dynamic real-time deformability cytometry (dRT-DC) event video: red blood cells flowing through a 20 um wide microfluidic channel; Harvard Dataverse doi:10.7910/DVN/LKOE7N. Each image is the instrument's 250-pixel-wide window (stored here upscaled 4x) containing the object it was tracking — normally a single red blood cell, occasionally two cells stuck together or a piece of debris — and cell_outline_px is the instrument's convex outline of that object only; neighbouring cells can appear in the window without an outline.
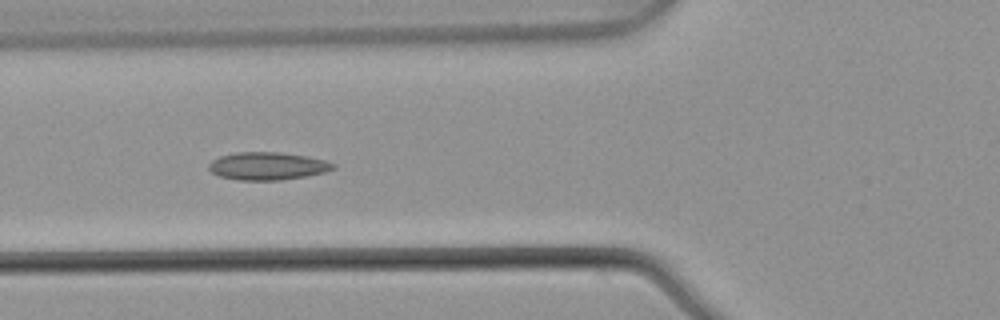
{"species": "common noctule bat (a hibernating species)", "species_latin": "Nyctalus noctula", "temperature_condition": "warm", "stored_images_in_passage": 5, "camera_frame_rate_fps": 3000, "um_per_image_px": 0.085, "animal": {"sex": "male", "body_mass_g": 21.5, "forearm_length_mm": 52.0}, "frame": {"image": 1, "passage_image": 3, "time_ms": 0.667, "image_size_px": [1000, 320], "cell_outline_px": [[336, 168], [324, 172], [304, 176], [280, 180], [236, 180], [220, 176], [212, 172], [208, 168], [208, 164], [212, 160], [220, 156], [236, 152], [280, 152], [308, 156], [324, 160], [336, 164]], "centroid_in_image_um": [22.73, 14.11], "position_along_channel_um": 103.1, "area_um2": 20.11}}
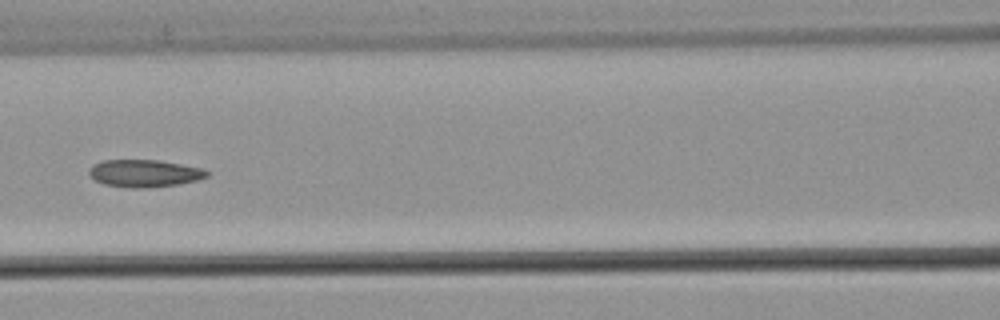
{"frame": {"image": 2, "passage_image": 4, "time_ms": 1.0, "image_size_px": [1000, 320], "cell_outline_px": [[208, 176], [196, 180], [180, 184], [144, 188], [132, 188], [104, 184], [88, 176], [88, 172], [92, 164], [104, 160], [160, 160], [200, 168], [208, 172]], "centroid_in_image_um": [12.23, 14.73], "position_along_channel_um": 154.4, "area_um2": 18.73}}